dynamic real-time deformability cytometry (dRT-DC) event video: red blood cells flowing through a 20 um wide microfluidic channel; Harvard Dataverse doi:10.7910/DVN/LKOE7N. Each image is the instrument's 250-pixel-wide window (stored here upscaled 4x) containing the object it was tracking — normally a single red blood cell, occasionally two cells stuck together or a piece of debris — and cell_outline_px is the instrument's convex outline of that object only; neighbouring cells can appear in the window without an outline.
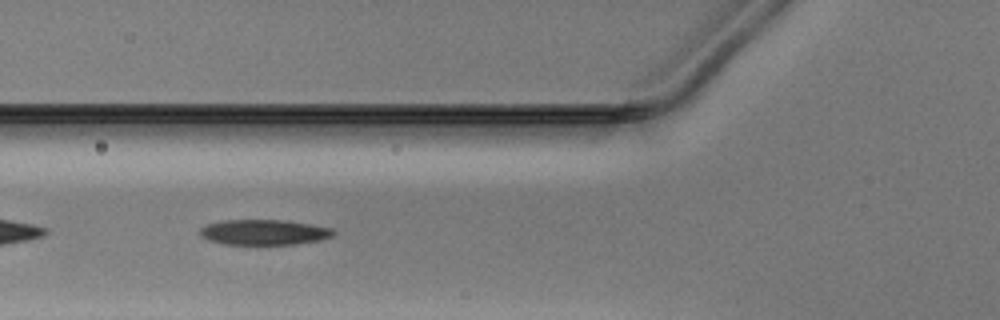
{"species": "Egyptian fruit bat (a non-hibernating species)", "species_latin": "Rousettus aegyptiacus", "temperature_condition": "warm", "stored_images_in_passage": 34, "camera_frame_rate_fps": 3000, "um_per_image_px": 0.085, "animal": {"sex": "male"}, "frame": {"image": 1, "passage_image": 4, "time_ms": 1.0, "image_size_px": [1000, 320], "cell_outline_px": [[336, 232], [332, 236], [320, 240], [296, 244], [224, 244], [208, 240], [200, 236], [200, 228], [208, 224], [224, 220], [284, 220], [332, 228]], "centroid_in_image_um": [22.43, 19.74], "position_along_channel_um": 103.4, "area_um2": 19.59}}
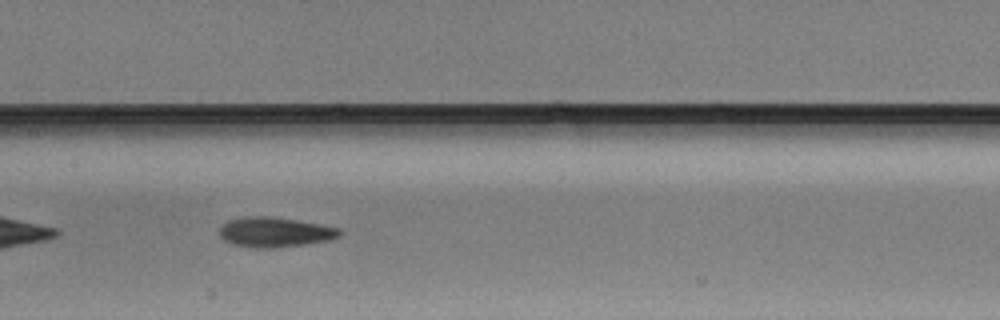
{"frame": {"image": 2, "passage_image": 10, "time_ms": 3.0, "image_size_px": [1000, 320], "cell_outline_px": [[340, 236], [328, 240], [272, 248], [260, 248], [232, 244], [224, 240], [220, 236], [220, 224], [228, 220], [244, 216], [268, 216], [296, 220], [320, 224], [340, 228]], "centroid_in_image_um": [23.31, 19.71], "position_along_channel_um": 184.1, "area_um2": 20.75}}
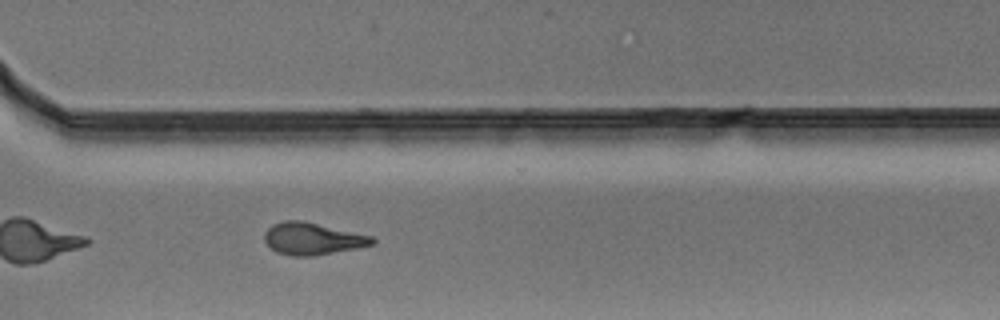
{"frame": {"image": 3, "passage_image": 22, "time_ms": 7.0, "image_size_px": [1000, 320], "cell_outline_px": [[376, 240], [372, 244], [356, 248], [312, 256], [292, 256], [276, 252], [264, 240], [264, 232], [272, 224], [284, 220], [300, 220], [372, 236]], "centroid_in_image_um": [26.52, 20.29], "position_along_channel_um": 344.1, "area_um2": 19.88}}